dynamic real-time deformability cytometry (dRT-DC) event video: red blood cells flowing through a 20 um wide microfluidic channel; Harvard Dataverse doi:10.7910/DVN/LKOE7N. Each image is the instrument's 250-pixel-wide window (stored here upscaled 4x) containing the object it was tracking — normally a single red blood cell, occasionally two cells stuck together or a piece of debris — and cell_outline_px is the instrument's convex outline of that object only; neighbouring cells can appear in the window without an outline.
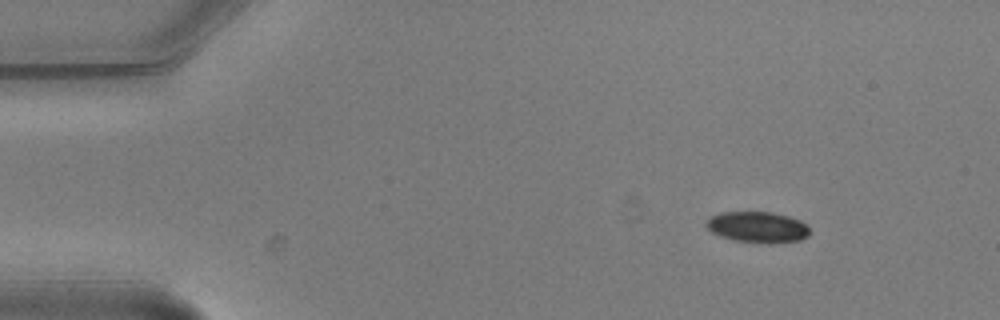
{"species": "common noctule bat (a hibernating species)", "species_latin": "Nyctalus noctula", "temperature_condition": "warm", "stored_images_in_passage": 3, "camera_frame_rate_fps": 3000, "um_per_image_px": 0.085, "animal": {"sex": "male", "body_mass_g": 20.5, "forearm_length_mm": 52.5}, "frame": {"image": 1, "passage_image": 1, "time_ms": 0.0, "image_size_px": [1000, 320], "cell_outline_px": [[808, 236], [800, 240], [772, 244], [768, 244], [736, 240], [720, 236], [712, 232], [704, 224], [712, 216], [720, 212], [772, 212], [788, 216], [800, 220], [808, 224]], "centroid_in_image_um": [64.42, 19.31], "position_along_channel_um": 20.6, "area_um2": 18.73}}